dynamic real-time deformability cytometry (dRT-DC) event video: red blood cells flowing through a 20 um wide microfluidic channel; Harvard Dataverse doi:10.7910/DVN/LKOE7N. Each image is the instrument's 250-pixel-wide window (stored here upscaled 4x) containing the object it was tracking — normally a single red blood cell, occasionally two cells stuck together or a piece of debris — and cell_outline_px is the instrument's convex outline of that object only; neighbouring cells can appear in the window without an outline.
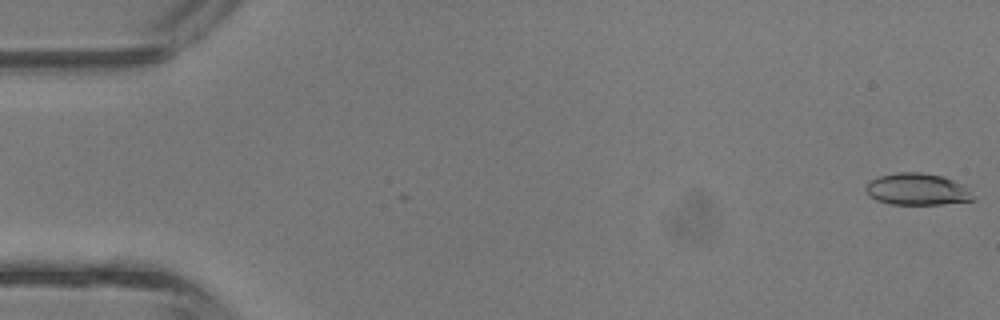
{"species": "common noctule bat (a hibernating species)", "species_latin": "Nyctalus noctula", "temperature_condition": "room temperature", "stored_images_in_passage": 43, "camera_frame_rate_fps": 3000, "um_per_image_px": 0.085, "animal": {"sex": "male", "body_mass_g": 13.3}, "frame": {"image": 1, "passage_image": 1, "time_ms": 0.0, "image_size_px": [1000, 320], "cell_outline_px": [[976, 200], [940, 204], [892, 204], [876, 200], [868, 196], [864, 188], [872, 180], [880, 176], [896, 172], [920, 172], [940, 176], [952, 180], [960, 184], [976, 196]], "centroid_in_image_um": [77.95, 16.1], "position_along_channel_um": 7.1, "area_um2": 19.71}}
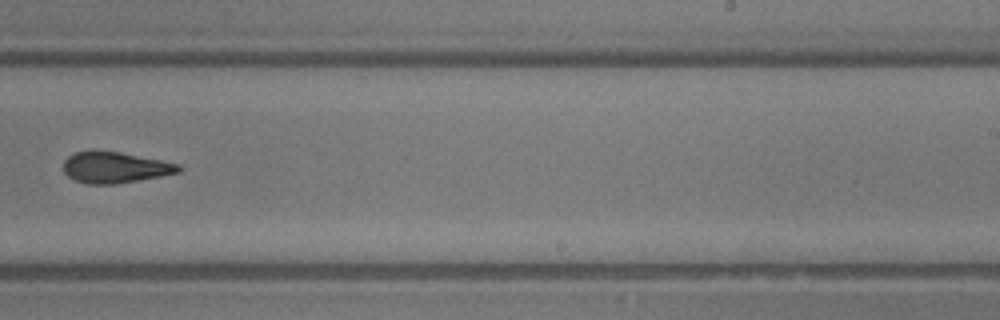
{"frame": {"image": 2, "passage_image": 27, "time_ms": 8.667, "image_size_px": [1000, 320], "cell_outline_px": [[180, 172], [160, 176], [116, 184], [88, 184], [76, 180], [68, 176], [64, 172], [64, 160], [68, 156], [76, 152], [92, 148], [120, 152], [180, 164]], "centroid_in_image_um": [9.73, 14.2], "position_along_channel_um": 279.3, "area_um2": 21.04}}
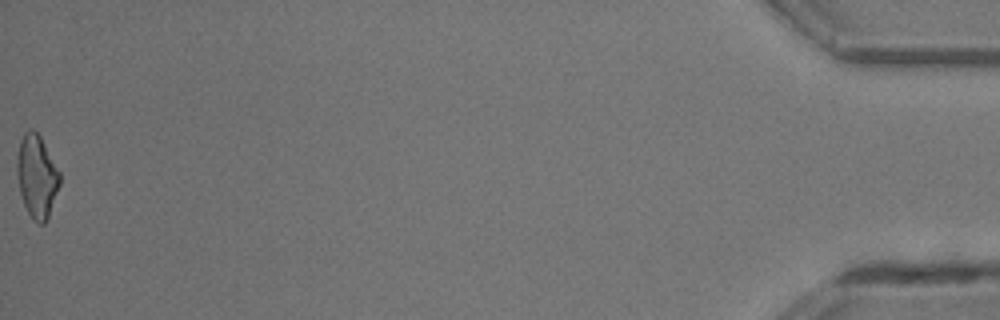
{"frame": {"image": 3, "passage_image": 43, "time_ms": 14.0, "image_size_px": [1000, 320], "cell_outline_px": [[60, 184], [48, 220], [44, 224], [36, 224], [32, 220], [24, 204], [20, 192], [16, 176], [16, 156], [20, 140], [24, 132], [28, 128], [32, 128], [40, 136], [60, 172]], "centroid_in_image_um": [3.12, 15.0], "position_along_channel_um": 432.1, "area_um2": 21.04}, "authors_computed_cell_mechanics": {"area_um2": 21.0392, "velocity_mm_per_s": 4.8642, "shape_relaxation_time_tau1_ms": 4.3926, "shape_relaxation_time_tau2_ms": 3.0465, "deformation_change_tau1": 0.1474, "deformation_change_tau2": 0.1227}}